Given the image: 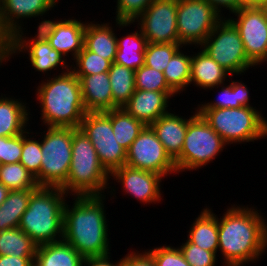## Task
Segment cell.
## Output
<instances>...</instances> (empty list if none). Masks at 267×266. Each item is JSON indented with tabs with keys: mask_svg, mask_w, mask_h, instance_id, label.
<instances>
[{
	"mask_svg": "<svg viewBox=\"0 0 267 266\" xmlns=\"http://www.w3.org/2000/svg\"><path fill=\"white\" fill-rule=\"evenodd\" d=\"M230 206L218 217V254L224 260L221 266L257 263L267 252V219L262 215L265 213L254 205Z\"/></svg>",
	"mask_w": 267,
	"mask_h": 266,
	"instance_id": "6da1fadb",
	"label": "cell"
},
{
	"mask_svg": "<svg viewBox=\"0 0 267 266\" xmlns=\"http://www.w3.org/2000/svg\"><path fill=\"white\" fill-rule=\"evenodd\" d=\"M71 198L74 201L67 199L64 205L63 240L83 257L111 253L106 194Z\"/></svg>",
	"mask_w": 267,
	"mask_h": 266,
	"instance_id": "7a4b0ae2",
	"label": "cell"
},
{
	"mask_svg": "<svg viewBox=\"0 0 267 266\" xmlns=\"http://www.w3.org/2000/svg\"><path fill=\"white\" fill-rule=\"evenodd\" d=\"M35 89L41 126L79 128L87 113L79 78L71 71L46 77ZM43 122V123H42Z\"/></svg>",
	"mask_w": 267,
	"mask_h": 266,
	"instance_id": "3957f363",
	"label": "cell"
},
{
	"mask_svg": "<svg viewBox=\"0 0 267 266\" xmlns=\"http://www.w3.org/2000/svg\"><path fill=\"white\" fill-rule=\"evenodd\" d=\"M70 196L57 187H38L31 195L19 228L37 245L63 240L64 205Z\"/></svg>",
	"mask_w": 267,
	"mask_h": 266,
	"instance_id": "277c9868",
	"label": "cell"
},
{
	"mask_svg": "<svg viewBox=\"0 0 267 266\" xmlns=\"http://www.w3.org/2000/svg\"><path fill=\"white\" fill-rule=\"evenodd\" d=\"M110 184V174L101 164L91 141L75 128L72 131V160L61 189L68 196L105 195Z\"/></svg>",
	"mask_w": 267,
	"mask_h": 266,
	"instance_id": "5b68a950",
	"label": "cell"
},
{
	"mask_svg": "<svg viewBox=\"0 0 267 266\" xmlns=\"http://www.w3.org/2000/svg\"><path fill=\"white\" fill-rule=\"evenodd\" d=\"M197 112L230 147L267 139V118L256 107L197 109Z\"/></svg>",
	"mask_w": 267,
	"mask_h": 266,
	"instance_id": "8992f818",
	"label": "cell"
},
{
	"mask_svg": "<svg viewBox=\"0 0 267 266\" xmlns=\"http://www.w3.org/2000/svg\"><path fill=\"white\" fill-rule=\"evenodd\" d=\"M74 129L45 127L43 132H35L39 134L42 152L40 173L35 177L39 187L61 188L65 184L72 160Z\"/></svg>",
	"mask_w": 267,
	"mask_h": 266,
	"instance_id": "52a82bcc",
	"label": "cell"
},
{
	"mask_svg": "<svg viewBox=\"0 0 267 266\" xmlns=\"http://www.w3.org/2000/svg\"><path fill=\"white\" fill-rule=\"evenodd\" d=\"M224 140L198 112L189 120L181 154L174 160L178 174L213 163L226 148ZM217 156V157H216ZM197 169V170H196Z\"/></svg>",
	"mask_w": 267,
	"mask_h": 266,
	"instance_id": "ba28073f",
	"label": "cell"
},
{
	"mask_svg": "<svg viewBox=\"0 0 267 266\" xmlns=\"http://www.w3.org/2000/svg\"><path fill=\"white\" fill-rule=\"evenodd\" d=\"M199 47L231 76L257 68L248 59L239 31L228 18H223Z\"/></svg>",
	"mask_w": 267,
	"mask_h": 266,
	"instance_id": "9c48e42d",
	"label": "cell"
},
{
	"mask_svg": "<svg viewBox=\"0 0 267 266\" xmlns=\"http://www.w3.org/2000/svg\"><path fill=\"white\" fill-rule=\"evenodd\" d=\"M222 19V16L206 0H178L179 44L199 49Z\"/></svg>",
	"mask_w": 267,
	"mask_h": 266,
	"instance_id": "30bf717a",
	"label": "cell"
},
{
	"mask_svg": "<svg viewBox=\"0 0 267 266\" xmlns=\"http://www.w3.org/2000/svg\"><path fill=\"white\" fill-rule=\"evenodd\" d=\"M79 129L91 141L109 174L125 165L126 150L116 141L111 120L104 112H87Z\"/></svg>",
	"mask_w": 267,
	"mask_h": 266,
	"instance_id": "8fae6325",
	"label": "cell"
},
{
	"mask_svg": "<svg viewBox=\"0 0 267 266\" xmlns=\"http://www.w3.org/2000/svg\"><path fill=\"white\" fill-rule=\"evenodd\" d=\"M125 165L157 173L163 178H168L170 174L178 175L174 161L150 125L144 127L126 151Z\"/></svg>",
	"mask_w": 267,
	"mask_h": 266,
	"instance_id": "7c38bea8",
	"label": "cell"
},
{
	"mask_svg": "<svg viewBox=\"0 0 267 266\" xmlns=\"http://www.w3.org/2000/svg\"><path fill=\"white\" fill-rule=\"evenodd\" d=\"M114 180V186H109L107 196L114 199L116 192L115 185H121L123 195L131 196L144 206L150 204H159L164 193L161 189L164 178L154 172L145 171L123 165L110 174V182ZM115 181L117 184H115ZM111 188V189H110ZM111 190V191H110ZM112 196V197H111ZM135 197V198H134Z\"/></svg>",
	"mask_w": 267,
	"mask_h": 266,
	"instance_id": "4fadbf2b",
	"label": "cell"
},
{
	"mask_svg": "<svg viewBox=\"0 0 267 266\" xmlns=\"http://www.w3.org/2000/svg\"><path fill=\"white\" fill-rule=\"evenodd\" d=\"M178 0H153L133 22L148 43H179L177 32Z\"/></svg>",
	"mask_w": 267,
	"mask_h": 266,
	"instance_id": "5bb4252c",
	"label": "cell"
},
{
	"mask_svg": "<svg viewBox=\"0 0 267 266\" xmlns=\"http://www.w3.org/2000/svg\"><path fill=\"white\" fill-rule=\"evenodd\" d=\"M227 16L238 29L248 59L256 66L267 64V22L259 7L241 8Z\"/></svg>",
	"mask_w": 267,
	"mask_h": 266,
	"instance_id": "9a60e30c",
	"label": "cell"
},
{
	"mask_svg": "<svg viewBox=\"0 0 267 266\" xmlns=\"http://www.w3.org/2000/svg\"><path fill=\"white\" fill-rule=\"evenodd\" d=\"M60 0H2L0 2V36L7 42L21 28L23 22L54 11Z\"/></svg>",
	"mask_w": 267,
	"mask_h": 266,
	"instance_id": "2e32d148",
	"label": "cell"
},
{
	"mask_svg": "<svg viewBox=\"0 0 267 266\" xmlns=\"http://www.w3.org/2000/svg\"><path fill=\"white\" fill-rule=\"evenodd\" d=\"M7 63L8 61H12L14 56L18 57V55L25 56L28 55L27 59L29 60V64L35 72H39L44 74L46 78L51 77V72L56 70V75L61 72L65 73L70 70V62L60 54L58 51L53 49L48 41L42 42H7ZM21 53V54H20ZM61 68V69H60ZM58 69L62 71H58ZM58 71V72H57ZM41 72V73H40ZM50 72V73H49ZM46 74V75H45Z\"/></svg>",
	"mask_w": 267,
	"mask_h": 266,
	"instance_id": "e0dca14e",
	"label": "cell"
},
{
	"mask_svg": "<svg viewBox=\"0 0 267 266\" xmlns=\"http://www.w3.org/2000/svg\"><path fill=\"white\" fill-rule=\"evenodd\" d=\"M177 96L174 91H146L136 89L123 108L134 118L151 125L160 116L168 113L170 101ZM172 98V100H170Z\"/></svg>",
	"mask_w": 267,
	"mask_h": 266,
	"instance_id": "ac0fdd59",
	"label": "cell"
},
{
	"mask_svg": "<svg viewBox=\"0 0 267 266\" xmlns=\"http://www.w3.org/2000/svg\"><path fill=\"white\" fill-rule=\"evenodd\" d=\"M193 109L189 118L170 110L150 125L173 161L181 154L189 120L197 113L196 107Z\"/></svg>",
	"mask_w": 267,
	"mask_h": 266,
	"instance_id": "d6986e66",
	"label": "cell"
},
{
	"mask_svg": "<svg viewBox=\"0 0 267 266\" xmlns=\"http://www.w3.org/2000/svg\"><path fill=\"white\" fill-rule=\"evenodd\" d=\"M115 26L108 21L101 22L99 24L95 21H87L84 34V47L98 54L100 57L107 59L114 63L117 51V33L116 28L128 29L133 24V22H123L119 20H114ZM113 27H115L113 29Z\"/></svg>",
	"mask_w": 267,
	"mask_h": 266,
	"instance_id": "ffe728a7",
	"label": "cell"
},
{
	"mask_svg": "<svg viewBox=\"0 0 267 266\" xmlns=\"http://www.w3.org/2000/svg\"><path fill=\"white\" fill-rule=\"evenodd\" d=\"M85 22L71 18H62L56 25L55 31L49 37L50 46L71 62L84 47ZM70 56V58H69ZM72 60V61H71Z\"/></svg>",
	"mask_w": 267,
	"mask_h": 266,
	"instance_id": "44dd1931",
	"label": "cell"
},
{
	"mask_svg": "<svg viewBox=\"0 0 267 266\" xmlns=\"http://www.w3.org/2000/svg\"><path fill=\"white\" fill-rule=\"evenodd\" d=\"M29 104L25 100H21L20 97L18 99L14 96L1 94L0 137H13L24 133L30 128V124H32L30 122L34 115L30 112Z\"/></svg>",
	"mask_w": 267,
	"mask_h": 266,
	"instance_id": "7402d4cb",
	"label": "cell"
},
{
	"mask_svg": "<svg viewBox=\"0 0 267 266\" xmlns=\"http://www.w3.org/2000/svg\"><path fill=\"white\" fill-rule=\"evenodd\" d=\"M76 76L80 80L82 100L87 112H105L113 109L108 72Z\"/></svg>",
	"mask_w": 267,
	"mask_h": 266,
	"instance_id": "603a6c76",
	"label": "cell"
},
{
	"mask_svg": "<svg viewBox=\"0 0 267 266\" xmlns=\"http://www.w3.org/2000/svg\"><path fill=\"white\" fill-rule=\"evenodd\" d=\"M201 50V51H200ZM193 53V54H192ZM191 53V68L189 86L207 90L228 82L231 75L203 49Z\"/></svg>",
	"mask_w": 267,
	"mask_h": 266,
	"instance_id": "cb8c5ba5",
	"label": "cell"
},
{
	"mask_svg": "<svg viewBox=\"0 0 267 266\" xmlns=\"http://www.w3.org/2000/svg\"><path fill=\"white\" fill-rule=\"evenodd\" d=\"M187 233V240L190 243L217 255L219 246L218 216L209 205L200 211Z\"/></svg>",
	"mask_w": 267,
	"mask_h": 266,
	"instance_id": "d4e9b609",
	"label": "cell"
},
{
	"mask_svg": "<svg viewBox=\"0 0 267 266\" xmlns=\"http://www.w3.org/2000/svg\"><path fill=\"white\" fill-rule=\"evenodd\" d=\"M233 76H230L229 83H223L216 87L207 89L206 91H212L219 89V97L216 100H210V102H201L196 109H218V108H239V107H256L250 102V89L240 79L231 80ZM221 88V89H220ZM251 103V104H250Z\"/></svg>",
	"mask_w": 267,
	"mask_h": 266,
	"instance_id": "484cf974",
	"label": "cell"
},
{
	"mask_svg": "<svg viewBox=\"0 0 267 266\" xmlns=\"http://www.w3.org/2000/svg\"><path fill=\"white\" fill-rule=\"evenodd\" d=\"M84 257L64 240L37 246L33 266H82Z\"/></svg>",
	"mask_w": 267,
	"mask_h": 266,
	"instance_id": "4316f807",
	"label": "cell"
},
{
	"mask_svg": "<svg viewBox=\"0 0 267 266\" xmlns=\"http://www.w3.org/2000/svg\"><path fill=\"white\" fill-rule=\"evenodd\" d=\"M127 32V35L122 37L117 36V51L114 63L125 66L136 71L144 65L145 49L147 40L142 34L140 28Z\"/></svg>",
	"mask_w": 267,
	"mask_h": 266,
	"instance_id": "83f0119b",
	"label": "cell"
},
{
	"mask_svg": "<svg viewBox=\"0 0 267 266\" xmlns=\"http://www.w3.org/2000/svg\"><path fill=\"white\" fill-rule=\"evenodd\" d=\"M104 113L111 120L116 141L127 151L146 125L130 115L123 107Z\"/></svg>",
	"mask_w": 267,
	"mask_h": 266,
	"instance_id": "f1b7e54d",
	"label": "cell"
},
{
	"mask_svg": "<svg viewBox=\"0 0 267 266\" xmlns=\"http://www.w3.org/2000/svg\"><path fill=\"white\" fill-rule=\"evenodd\" d=\"M36 189L10 190L0 205V231L17 228Z\"/></svg>",
	"mask_w": 267,
	"mask_h": 266,
	"instance_id": "f546056e",
	"label": "cell"
},
{
	"mask_svg": "<svg viewBox=\"0 0 267 266\" xmlns=\"http://www.w3.org/2000/svg\"><path fill=\"white\" fill-rule=\"evenodd\" d=\"M184 48L189 50V46L181 47L163 71L168 86L179 95L187 90L190 82L191 54L184 51Z\"/></svg>",
	"mask_w": 267,
	"mask_h": 266,
	"instance_id": "4dcf8cb0",
	"label": "cell"
},
{
	"mask_svg": "<svg viewBox=\"0 0 267 266\" xmlns=\"http://www.w3.org/2000/svg\"><path fill=\"white\" fill-rule=\"evenodd\" d=\"M108 75L113 97V109L122 108L136 90L135 71L112 63Z\"/></svg>",
	"mask_w": 267,
	"mask_h": 266,
	"instance_id": "1f68e13d",
	"label": "cell"
},
{
	"mask_svg": "<svg viewBox=\"0 0 267 266\" xmlns=\"http://www.w3.org/2000/svg\"><path fill=\"white\" fill-rule=\"evenodd\" d=\"M37 245L19 227L0 231V255L35 257Z\"/></svg>",
	"mask_w": 267,
	"mask_h": 266,
	"instance_id": "d6a6232c",
	"label": "cell"
},
{
	"mask_svg": "<svg viewBox=\"0 0 267 266\" xmlns=\"http://www.w3.org/2000/svg\"><path fill=\"white\" fill-rule=\"evenodd\" d=\"M0 183L9 190L37 189L35 176L20 162L0 165Z\"/></svg>",
	"mask_w": 267,
	"mask_h": 266,
	"instance_id": "836d02e7",
	"label": "cell"
},
{
	"mask_svg": "<svg viewBox=\"0 0 267 266\" xmlns=\"http://www.w3.org/2000/svg\"><path fill=\"white\" fill-rule=\"evenodd\" d=\"M112 62L100 57L85 47L70 64V70L75 75H94L108 72L111 68Z\"/></svg>",
	"mask_w": 267,
	"mask_h": 266,
	"instance_id": "e575fe53",
	"label": "cell"
},
{
	"mask_svg": "<svg viewBox=\"0 0 267 266\" xmlns=\"http://www.w3.org/2000/svg\"><path fill=\"white\" fill-rule=\"evenodd\" d=\"M41 158V140L37 134L34 136L33 130L29 128L22 133V153L19 162L36 177L40 173Z\"/></svg>",
	"mask_w": 267,
	"mask_h": 266,
	"instance_id": "d590c367",
	"label": "cell"
},
{
	"mask_svg": "<svg viewBox=\"0 0 267 266\" xmlns=\"http://www.w3.org/2000/svg\"><path fill=\"white\" fill-rule=\"evenodd\" d=\"M183 47L179 43H147L144 65L163 72L171 57Z\"/></svg>",
	"mask_w": 267,
	"mask_h": 266,
	"instance_id": "8d00e7d4",
	"label": "cell"
},
{
	"mask_svg": "<svg viewBox=\"0 0 267 266\" xmlns=\"http://www.w3.org/2000/svg\"><path fill=\"white\" fill-rule=\"evenodd\" d=\"M136 89L146 91H173L167 84L164 73L146 65L135 71Z\"/></svg>",
	"mask_w": 267,
	"mask_h": 266,
	"instance_id": "74e56055",
	"label": "cell"
},
{
	"mask_svg": "<svg viewBox=\"0 0 267 266\" xmlns=\"http://www.w3.org/2000/svg\"><path fill=\"white\" fill-rule=\"evenodd\" d=\"M48 13H44V14H40L38 15L37 19L34 20H40L41 18V22H38V26L36 27V34L35 35H31L30 37H28V34L25 33L27 32L26 27L21 28L13 37H11L7 42H42V41H48L49 37L52 35V33L55 31L56 25L59 23V21L62 18L57 17L53 18V19H44L43 17H45ZM44 15V16H43ZM55 19V20H54ZM26 30V31H25ZM25 33V35H24ZM27 34V35H26Z\"/></svg>",
	"mask_w": 267,
	"mask_h": 266,
	"instance_id": "f35d334b",
	"label": "cell"
},
{
	"mask_svg": "<svg viewBox=\"0 0 267 266\" xmlns=\"http://www.w3.org/2000/svg\"><path fill=\"white\" fill-rule=\"evenodd\" d=\"M145 250L150 254L156 266H190L178 246L163 244Z\"/></svg>",
	"mask_w": 267,
	"mask_h": 266,
	"instance_id": "ab89813d",
	"label": "cell"
},
{
	"mask_svg": "<svg viewBox=\"0 0 267 266\" xmlns=\"http://www.w3.org/2000/svg\"><path fill=\"white\" fill-rule=\"evenodd\" d=\"M182 245L179 244V249L182 252L185 260L190 266H216L218 256L214 252L204 250L203 248L190 243L185 239Z\"/></svg>",
	"mask_w": 267,
	"mask_h": 266,
	"instance_id": "60d3db41",
	"label": "cell"
},
{
	"mask_svg": "<svg viewBox=\"0 0 267 266\" xmlns=\"http://www.w3.org/2000/svg\"><path fill=\"white\" fill-rule=\"evenodd\" d=\"M152 2L153 0H116L114 19L134 22Z\"/></svg>",
	"mask_w": 267,
	"mask_h": 266,
	"instance_id": "b9f144b4",
	"label": "cell"
},
{
	"mask_svg": "<svg viewBox=\"0 0 267 266\" xmlns=\"http://www.w3.org/2000/svg\"><path fill=\"white\" fill-rule=\"evenodd\" d=\"M22 153V134L0 137V165L18 163Z\"/></svg>",
	"mask_w": 267,
	"mask_h": 266,
	"instance_id": "7bdbcfd3",
	"label": "cell"
},
{
	"mask_svg": "<svg viewBox=\"0 0 267 266\" xmlns=\"http://www.w3.org/2000/svg\"><path fill=\"white\" fill-rule=\"evenodd\" d=\"M132 249L131 252L129 251L122 257V266H156V263L145 249L142 252Z\"/></svg>",
	"mask_w": 267,
	"mask_h": 266,
	"instance_id": "ee69618b",
	"label": "cell"
},
{
	"mask_svg": "<svg viewBox=\"0 0 267 266\" xmlns=\"http://www.w3.org/2000/svg\"><path fill=\"white\" fill-rule=\"evenodd\" d=\"M111 256L113 255L109 253L103 256L84 257L82 266H122V258L113 262Z\"/></svg>",
	"mask_w": 267,
	"mask_h": 266,
	"instance_id": "f6af8a7d",
	"label": "cell"
},
{
	"mask_svg": "<svg viewBox=\"0 0 267 266\" xmlns=\"http://www.w3.org/2000/svg\"><path fill=\"white\" fill-rule=\"evenodd\" d=\"M34 258L0 255V266H33Z\"/></svg>",
	"mask_w": 267,
	"mask_h": 266,
	"instance_id": "bcb514c9",
	"label": "cell"
},
{
	"mask_svg": "<svg viewBox=\"0 0 267 266\" xmlns=\"http://www.w3.org/2000/svg\"><path fill=\"white\" fill-rule=\"evenodd\" d=\"M206 1L213 6V8L222 16V18H226L224 14L227 12V10L229 12L228 16L236 12V0H206Z\"/></svg>",
	"mask_w": 267,
	"mask_h": 266,
	"instance_id": "7dc6e473",
	"label": "cell"
},
{
	"mask_svg": "<svg viewBox=\"0 0 267 266\" xmlns=\"http://www.w3.org/2000/svg\"><path fill=\"white\" fill-rule=\"evenodd\" d=\"M7 42L0 36V68L3 66V64L6 65L7 62Z\"/></svg>",
	"mask_w": 267,
	"mask_h": 266,
	"instance_id": "c3c4849f",
	"label": "cell"
},
{
	"mask_svg": "<svg viewBox=\"0 0 267 266\" xmlns=\"http://www.w3.org/2000/svg\"><path fill=\"white\" fill-rule=\"evenodd\" d=\"M258 7V0H236V11L241 8Z\"/></svg>",
	"mask_w": 267,
	"mask_h": 266,
	"instance_id": "681fc988",
	"label": "cell"
},
{
	"mask_svg": "<svg viewBox=\"0 0 267 266\" xmlns=\"http://www.w3.org/2000/svg\"><path fill=\"white\" fill-rule=\"evenodd\" d=\"M9 191V189H7L2 183H0V205L5 201Z\"/></svg>",
	"mask_w": 267,
	"mask_h": 266,
	"instance_id": "f907efd6",
	"label": "cell"
},
{
	"mask_svg": "<svg viewBox=\"0 0 267 266\" xmlns=\"http://www.w3.org/2000/svg\"><path fill=\"white\" fill-rule=\"evenodd\" d=\"M259 8L262 10L265 21L267 22V0L262 1Z\"/></svg>",
	"mask_w": 267,
	"mask_h": 266,
	"instance_id": "816d5d0a",
	"label": "cell"
},
{
	"mask_svg": "<svg viewBox=\"0 0 267 266\" xmlns=\"http://www.w3.org/2000/svg\"><path fill=\"white\" fill-rule=\"evenodd\" d=\"M262 1H264V0H258V7H259V5H260V3H261Z\"/></svg>",
	"mask_w": 267,
	"mask_h": 266,
	"instance_id": "f5cc1de1",
	"label": "cell"
}]
</instances>
